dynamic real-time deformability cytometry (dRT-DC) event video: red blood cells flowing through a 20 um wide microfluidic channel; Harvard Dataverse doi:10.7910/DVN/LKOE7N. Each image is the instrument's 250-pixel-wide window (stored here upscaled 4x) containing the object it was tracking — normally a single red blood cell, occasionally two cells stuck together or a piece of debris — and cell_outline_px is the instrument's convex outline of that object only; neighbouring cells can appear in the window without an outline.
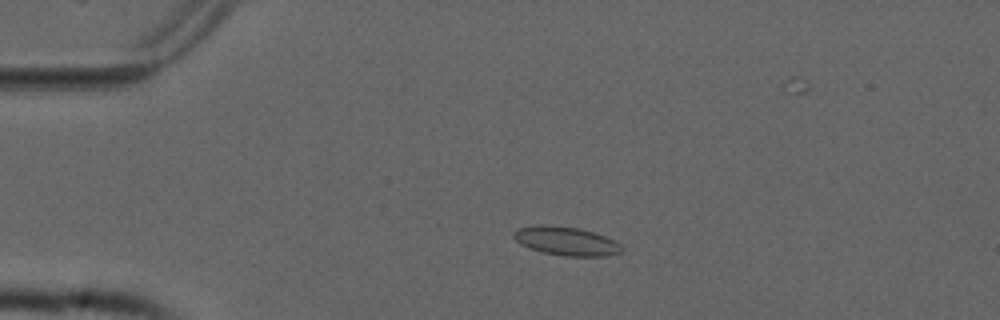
{"species": "common noctule bat (a hibernating species)", "species_latin": "Nyctalus noctula", "temperature_condition": "cold", "stored_images_in_passage": 48, "camera_frame_rate_fps": 3000, "um_per_image_px": 0.085, "animal": {"sex": "male", "forearm_length_mm": 52.5}, "frame": {"image": 1, "passage_image": 5, "time_ms": 1.333, "image_size_px": [1000, 320], "cell_outline_px": [[624, 248], [620, 252], [604, 256], [564, 256], [544, 252], [520, 244], [512, 236], [512, 232], [520, 228], [536, 224], [540, 224], [580, 228], [604, 236], [620, 244]], "centroid_in_image_um": [48.1, 20.48], "position_along_channel_um": 36.9, "area_um2": 17.86}}
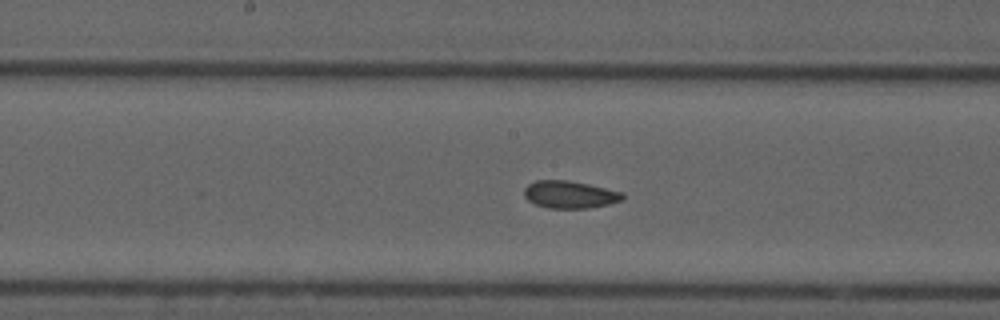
{"frame": {"image": 2, "passage_image": 21, "time_ms": 6.667, "image_size_px": [1000, 320], "cell_outline_px": [[624, 200], [608, 204], [588, 208], [548, 208], [536, 204], [528, 200], [524, 196], [524, 188], [528, 184], [536, 180], [568, 180], [588, 184], [624, 192]], "centroid_in_image_um": [48.44, 16.53], "position_along_channel_um": 199.8, "area_um2": 15.78}}
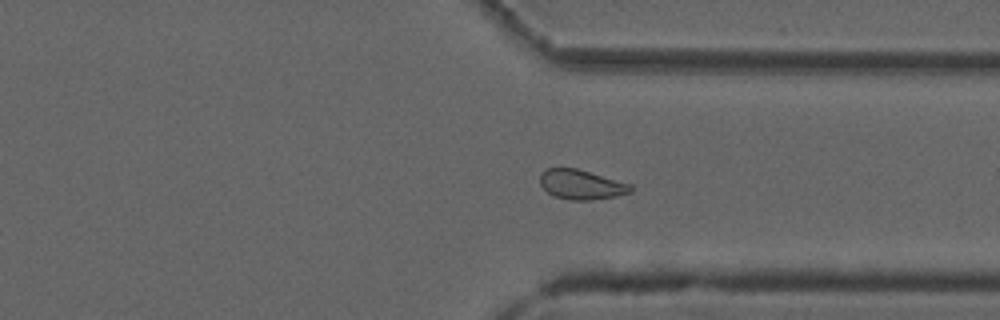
{"frame": {"image": 3, "passage_image": 34, "time_ms": 11.0, "image_size_px": [1000, 320], "cell_outline_px": [[632, 192], [616, 196], [592, 200], [572, 200], [552, 196], [540, 184], [540, 172], [548, 168], [576, 168], [632, 184]], "centroid_in_image_um": [49.41, 15.69], "position_along_channel_um": 362.0, "area_um2": 15.72}, "authors_computed_cell_mechanics": {"area_um2": 16.3285, "velocity_mm_per_s": 3.7462, "shape_relaxation_time_tau1_ms": null, "shape_relaxation_time_tau2_ms": 2.9148, "deformation_change_tau1": null, "deformation_change_tau2": 0.0626}}